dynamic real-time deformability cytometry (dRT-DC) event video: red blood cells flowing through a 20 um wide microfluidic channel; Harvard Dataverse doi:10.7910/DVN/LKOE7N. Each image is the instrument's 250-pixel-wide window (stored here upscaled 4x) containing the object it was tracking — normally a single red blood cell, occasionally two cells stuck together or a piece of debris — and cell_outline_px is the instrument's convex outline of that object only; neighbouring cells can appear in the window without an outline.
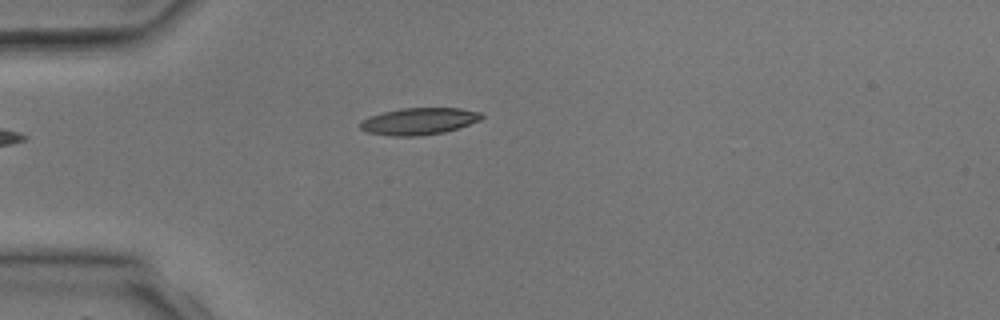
{"species": "common noctule bat (a hibernating species)", "species_latin": "Nyctalus noctula", "temperature_condition": "room temperature", "stored_images_in_passage": 5, "camera_frame_rate_fps": 3000, "um_per_image_px": 0.085, "animal": {"sex": "male", "body_mass_g": 17.9, "forearm_length_mm": 54.2}, "frame": {"image": 1, "passage_image": 5, "time_ms": 4.667, "image_size_px": [1000, 320], "cell_outline_px": [[484, 116], [480, 120], [444, 132], [416, 136], [392, 136], [368, 132], [360, 128], [360, 120], [368, 116], [400, 108], [460, 108], [480, 112]], "centroid_in_image_um": [35.58, 10.3], "position_along_channel_um": 49.4, "area_um2": 18.9}}